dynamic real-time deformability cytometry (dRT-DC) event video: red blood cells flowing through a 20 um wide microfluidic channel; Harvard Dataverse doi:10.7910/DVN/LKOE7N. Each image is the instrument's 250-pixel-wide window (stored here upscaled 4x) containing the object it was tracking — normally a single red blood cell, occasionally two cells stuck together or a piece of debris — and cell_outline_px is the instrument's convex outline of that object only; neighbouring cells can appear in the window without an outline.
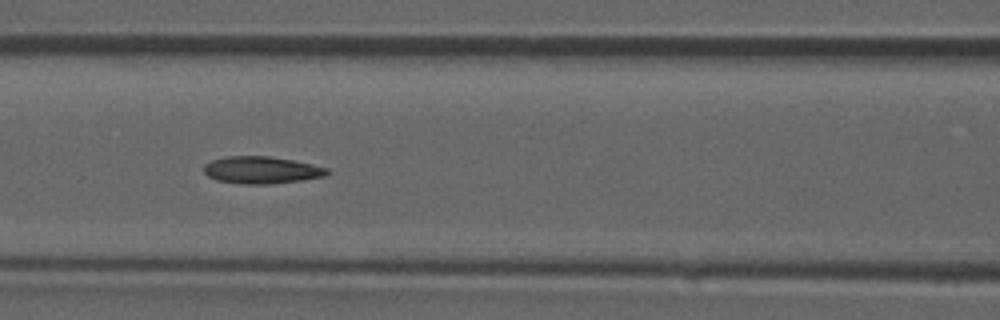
{"species": "common noctule bat (a hibernating species)", "species_latin": "Nyctalus noctula", "temperature_condition": "room temperature", "stored_images_in_passage": 46, "camera_frame_rate_fps": 3000, "um_per_image_px": 0.085, "animal": {"sex": "male", "forearm_length_mm": 52.5}, "frame": {"image": 1, "passage_image": 20, "time_ms": 6.333, "image_size_px": [1000, 320], "cell_outline_px": [[332, 172], [324, 176], [300, 180], [272, 184], [240, 184], [216, 180], [208, 176], [204, 172], [204, 164], [212, 160], [224, 156], [268, 156], [292, 160], [312, 164], [328, 168]], "centroid_in_image_um": [22.22, 14.45], "position_along_channel_um": 144.4, "area_um2": 19.59}}